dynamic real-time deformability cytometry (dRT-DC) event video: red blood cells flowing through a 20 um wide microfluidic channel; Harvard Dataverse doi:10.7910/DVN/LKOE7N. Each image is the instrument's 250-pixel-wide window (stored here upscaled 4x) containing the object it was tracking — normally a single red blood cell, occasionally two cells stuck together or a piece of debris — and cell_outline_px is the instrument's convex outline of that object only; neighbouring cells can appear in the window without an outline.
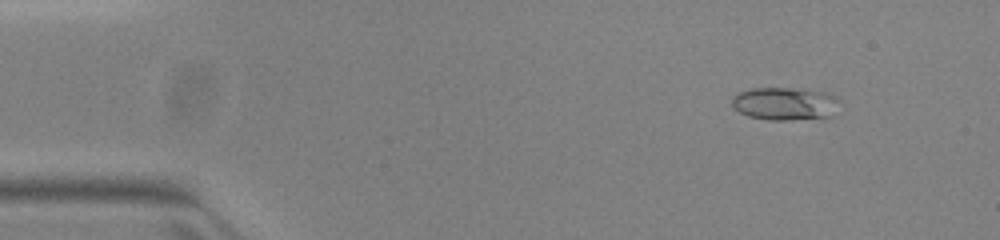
{"species": "common noctule bat (a hibernating species)", "species_latin": "Nyctalus noctula", "temperature_condition": "warm", "stored_images_in_passage": 52, "camera_frame_rate_fps": 3000, "um_per_image_px": 0.085, "animal": {"sex": "female", "body_mass_g": 23.0, "forearm_length_mm": 53.4}, "frame": {"image": 1, "passage_image": 6, "time_ms": 1.667, "image_size_px": [1000, 240], "cell_outline_px": [[840, 100], [832, 116], [788, 120], [768, 120], [748, 116], [732, 108], [732, 96], [736, 92], [752, 88], [792, 88], [828, 92], [836, 96]], "centroid_in_image_um": [66.69, 8.8], "position_along_channel_um": 18.3, "area_um2": 20.87}}
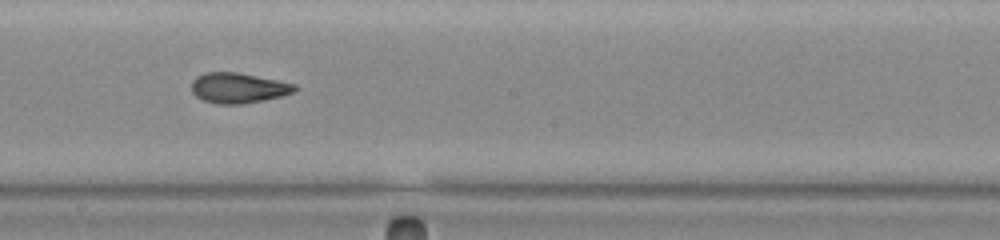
{"frame": {"image": 2, "passage_image": 29, "time_ms": 9.333, "image_size_px": [1000, 240], "cell_outline_px": [[296, 88], [292, 92], [280, 96], [264, 100], [240, 104], [220, 104], [204, 100], [196, 96], [192, 92], [192, 80], [196, 76], [204, 72], [240, 72], [296, 84]], "centroid_in_image_um": [20.22, 7.46], "position_along_channel_um": 228.0, "area_um2": 18.15}}
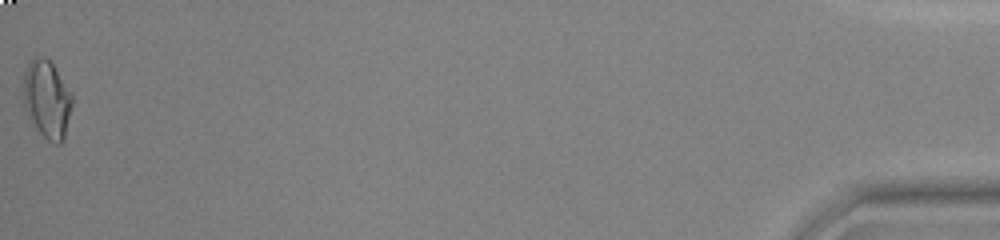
{"frame": {"image": 3, "passage_image": 52, "time_ms": 17.0, "image_size_px": [1000, 240], "cell_outline_px": [[72, 104], [64, 136], [60, 144], [56, 144], [48, 140], [40, 132], [24, 108], [24, 72], [28, 64], [36, 56], [44, 56], [52, 64], [72, 92]], "centroid_in_image_um": [4.0, 8.41], "position_along_channel_um": 431.2, "area_um2": 21.68}, "authors_computed_cell_mechanics": {"area_um2": 18.5249, "velocity_mm_per_s": 3.9822, "shape_relaxation_time_tau1_ms": null, "shape_relaxation_time_tau2_ms": 1.6632, "deformation_change_tau1": null, "deformation_change_tau2": 0.0697}}